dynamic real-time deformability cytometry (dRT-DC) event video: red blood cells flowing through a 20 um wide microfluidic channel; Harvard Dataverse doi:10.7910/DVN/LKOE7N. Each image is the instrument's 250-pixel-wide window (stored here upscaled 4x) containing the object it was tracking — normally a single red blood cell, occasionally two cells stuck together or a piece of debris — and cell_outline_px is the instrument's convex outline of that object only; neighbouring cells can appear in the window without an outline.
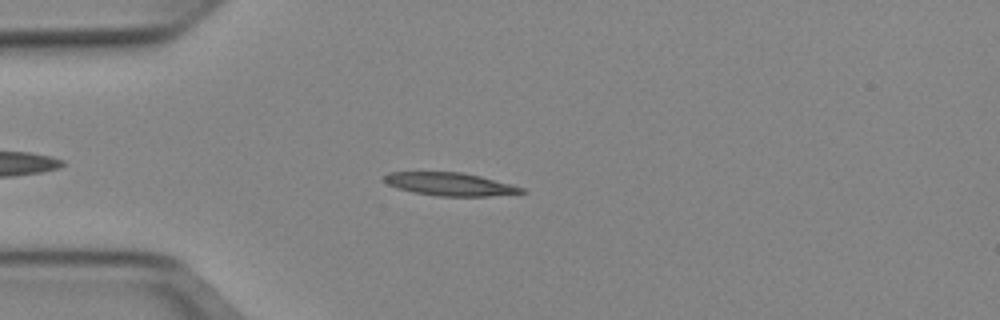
{"species": "Egyptian fruit bat (a non-hibernating species)", "species_latin": "Rousettus aegyptiacus", "temperature_condition": "cold", "stored_images_in_passage": 46, "camera_frame_rate_fps": 3000, "um_per_image_px": 0.085, "animal": {"sex": "female"}, "frame": {"image": 1, "passage_image": 8, "time_ms": 2.333, "image_size_px": [1000, 320], "cell_outline_px": [[528, 192], [488, 196], [440, 196], [412, 192], [396, 188], [388, 184], [384, 180], [384, 176], [388, 172], [460, 172], [480, 176], [512, 184], [524, 188]], "centroid_in_image_um": [38.25, 15.65], "position_along_channel_um": 46.7, "area_um2": 18.38}}
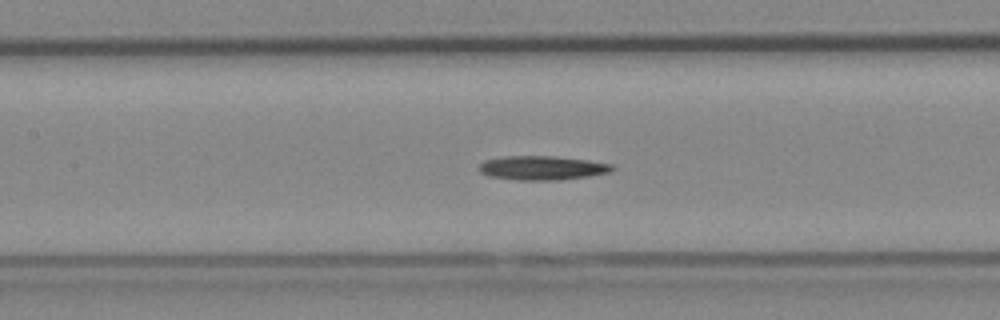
{"frame": {"image": 2, "passage_image": 18, "time_ms": 5.667, "image_size_px": [1000, 320], "cell_outline_px": [[616, 168], [608, 172], [588, 176], [560, 180], [516, 180], [488, 176], [480, 172], [476, 168], [484, 160], [504, 156], [556, 156], [588, 160], [612, 164]], "centroid_in_image_um": [46.04, 14.27], "position_along_channel_um": 161.4, "area_um2": 18.84}}
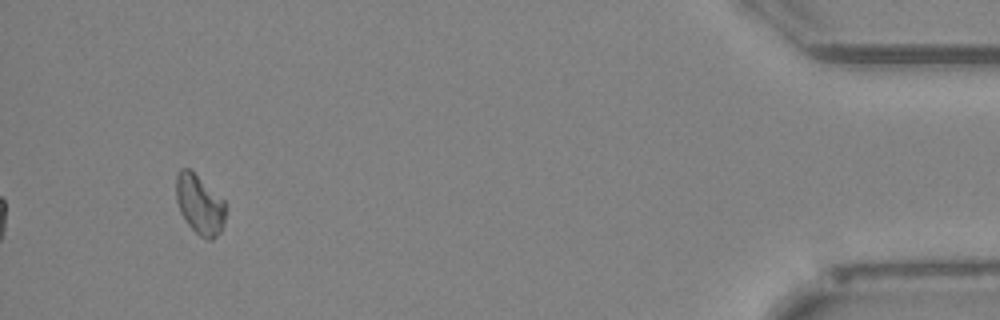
{"frame": {"image": 3, "passage_image": 43, "time_ms": 14.0, "image_size_px": [1000, 320], "cell_outline_px": [[224, 224], [220, 232], [212, 240], [208, 240], [200, 236], [188, 224], [180, 212], [176, 200], [176, 176], [180, 168], [188, 168], [224, 200]], "centroid_in_image_um": [16.95, 17.4], "position_along_channel_um": 418.3, "area_um2": 16.88}, "authors_computed_cell_mechanics": {"area_um2": 17.8891, "velocity_mm_per_s": 3.9388, "shape_relaxation_time_tau1_ms": 9.4177, "shape_relaxation_time_tau2_ms": null, "deformation_change_tau1": 0.1946, "deformation_change_tau2": null}}